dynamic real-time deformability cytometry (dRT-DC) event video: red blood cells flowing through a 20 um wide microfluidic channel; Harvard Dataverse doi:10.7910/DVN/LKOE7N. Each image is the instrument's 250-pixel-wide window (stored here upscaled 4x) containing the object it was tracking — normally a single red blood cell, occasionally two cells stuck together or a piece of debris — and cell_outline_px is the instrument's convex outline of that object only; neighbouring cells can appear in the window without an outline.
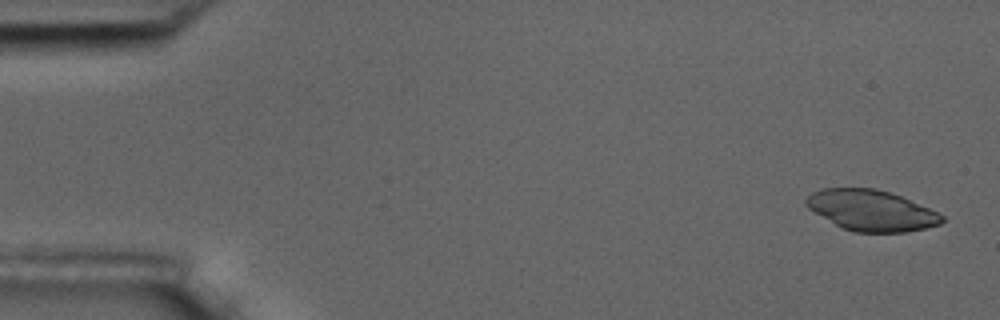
{"species": "common noctule bat (a hibernating species)", "species_latin": "Nyctalus noctula", "temperature_condition": "room temperature", "stored_images_in_passage": 6, "camera_frame_rate_fps": 3000, "um_per_image_px": 0.085, "animal": {"sex": "male", "body_mass_g": 17.5, "forearm_length_mm": 52.3}, "frame": {"image": 1, "passage_image": 1, "time_ms": 0.0, "image_size_px": [1000, 320], "cell_outline_px": [[944, 220], [940, 224], [908, 232], [856, 232], [844, 228], [836, 224], [808, 208], [804, 204], [804, 200], [812, 192], [824, 188], [876, 188], [900, 196], [928, 208], [944, 216]], "centroid_in_image_um": [74.05, 17.88], "position_along_channel_um": 11.0, "area_um2": 31.85}}